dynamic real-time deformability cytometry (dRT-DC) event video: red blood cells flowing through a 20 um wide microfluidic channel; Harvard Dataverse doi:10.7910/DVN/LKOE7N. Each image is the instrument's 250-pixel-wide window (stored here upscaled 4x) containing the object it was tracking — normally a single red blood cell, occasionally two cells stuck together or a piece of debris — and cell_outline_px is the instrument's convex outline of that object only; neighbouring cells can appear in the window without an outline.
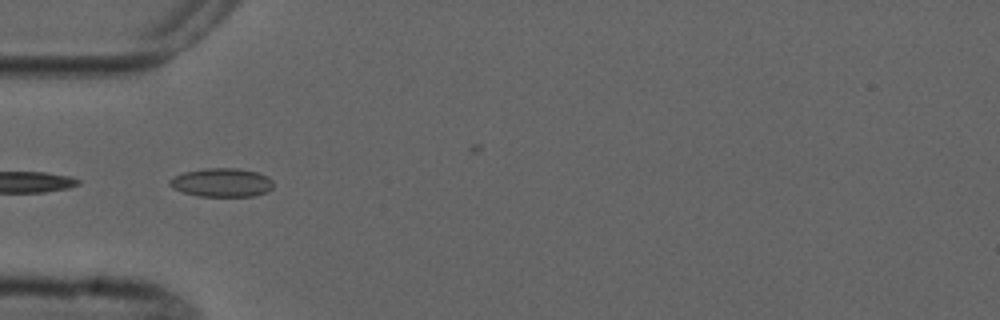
{"species": "common noctule bat (a hibernating species)", "species_latin": "Nyctalus noctula", "temperature_condition": "cold", "stored_images_in_passage": 6, "camera_frame_rate_fps": 3000, "um_per_image_px": 0.085, "animal": {"sex": "male", "forearm_length_mm": 52.5}, "frame": {"image": 1, "passage_image": 5, "time_ms": 4.667, "image_size_px": [1000, 320], "cell_outline_px": [[272, 188], [264, 192], [252, 196], [200, 196], [184, 192], [172, 188], [168, 184], [168, 180], [172, 176], [184, 172], [208, 168], [236, 168], [256, 172], [268, 176], [272, 180]], "centroid_in_image_um": [18.8, 15.51], "position_along_channel_um": 66.2, "area_um2": 17.22}}
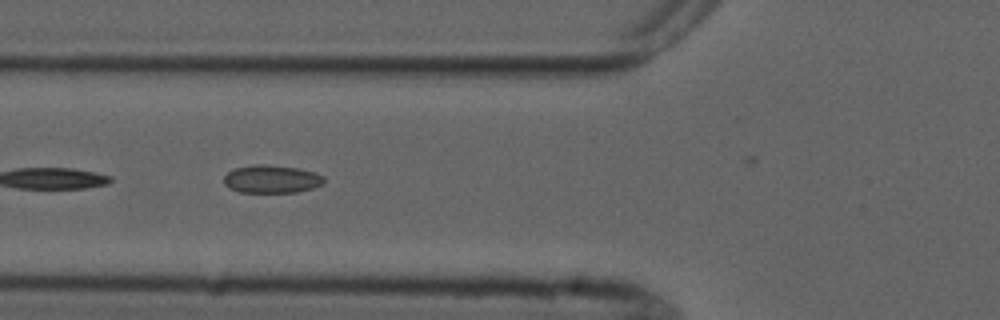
{"frame": {"image": 2, "passage_image": 6, "time_ms": 5.667, "image_size_px": [1000, 320], "cell_outline_px": [[324, 184], [312, 188], [296, 192], [240, 192], [228, 188], [224, 184], [224, 176], [228, 172], [236, 168], [256, 164], [264, 164], [300, 168], [316, 172], [324, 176]], "centroid_in_image_um": [23.11, 15.22], "position_along_channel_um": 102.7, "area_um2": 16.42}}